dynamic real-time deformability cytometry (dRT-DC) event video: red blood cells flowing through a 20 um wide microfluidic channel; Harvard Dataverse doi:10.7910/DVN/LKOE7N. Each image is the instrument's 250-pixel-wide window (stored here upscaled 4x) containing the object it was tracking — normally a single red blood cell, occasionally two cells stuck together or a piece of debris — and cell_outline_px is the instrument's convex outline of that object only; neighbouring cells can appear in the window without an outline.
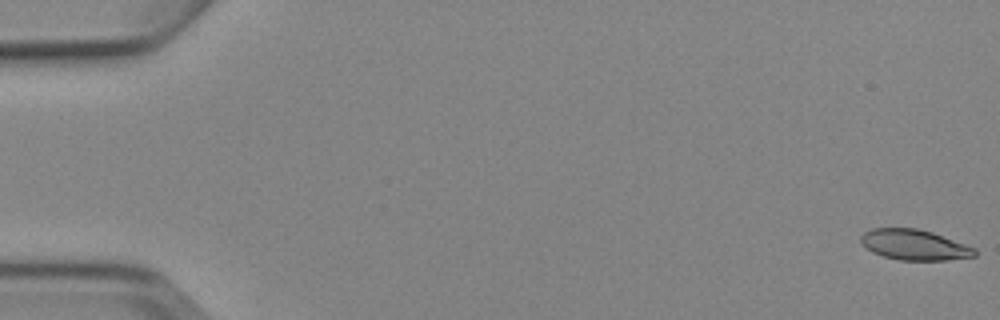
{"species": "Egyptian fruit bat (a non-hibernating species)", "species_latin": "Rousettus aegyptiacus", "temperature_condition": "cold", "stored_images_in_passage": 8, "camera_frame_rate_fps": 3000, "um_per_image_px": 0.085, "animal": {"sex": "female"}, "frame": {"image": 1, "passage_image": 1, "time_ms": 0.0, "image_size_px": [1000, 320], "cell_outline_px": [[976, 256], [944, 260], [900, 260], [884, 256], [872, 252], [860, 244], [860, 236], [864, 232], [872, 228], [916, 228], [932, 232], [976, 248]], "centroid_in_image_um": [77.69, 20.8], "position_along_channel_um": 7.3, "area_um2": 20.23}}
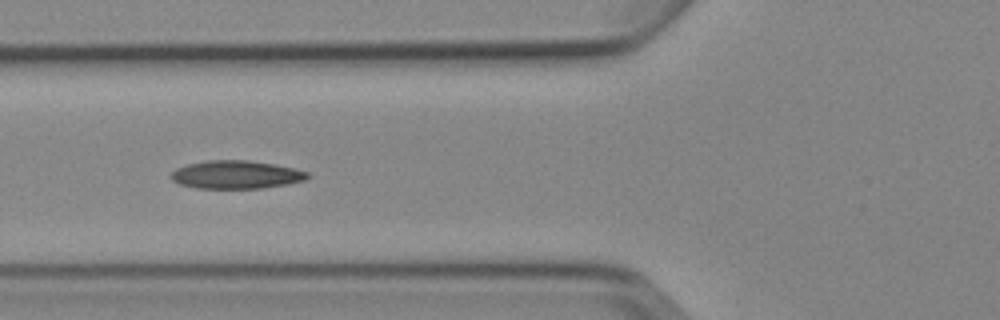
{"frame": {"image": 2, "passage_image": 6, "time_ms": 6.667, "image_size_px": [1000, 320], "cell_outline_px": [[312, 176], [304, 180], [288, 184], [260, 188], [196, 188], [180, 184], [172, 180], [168, 176], [176, 168], [188, 164], [208, 160], [248, 160], [296, 168], [308, 172]], "centroid_in_image_um": [20.07, 14.84], "position_along_channel_um": 105.7, "area_um2": 22.43}}
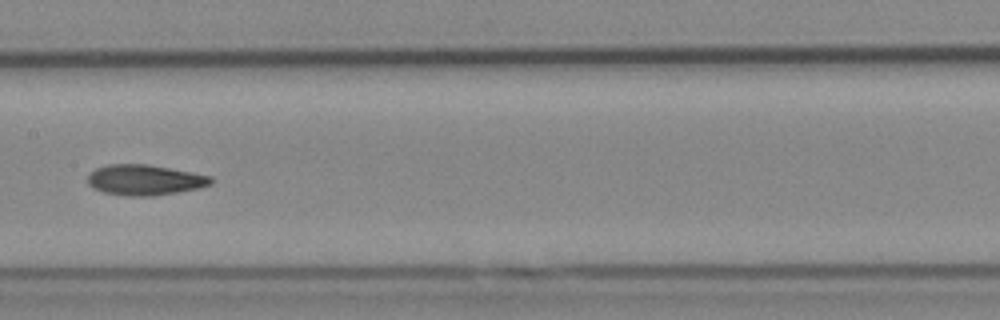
{"frame": {"image": 3, "passage_image": 8, "time_ms": 9.0, "image_size_px": [1000, 320], "cell_outline_px": [[212, 184], [200, 188], [152, 196], [128, 196], [104, 192], [92, 188], [88, 184], [88, 172], [96, 168], [108, 164], [144, 164], [192, 172], [212, 176]], "centroid_in_image_um": [12.28, 15.29], "position_along_channel_um": 195.1, "area_um2": 21.91}}